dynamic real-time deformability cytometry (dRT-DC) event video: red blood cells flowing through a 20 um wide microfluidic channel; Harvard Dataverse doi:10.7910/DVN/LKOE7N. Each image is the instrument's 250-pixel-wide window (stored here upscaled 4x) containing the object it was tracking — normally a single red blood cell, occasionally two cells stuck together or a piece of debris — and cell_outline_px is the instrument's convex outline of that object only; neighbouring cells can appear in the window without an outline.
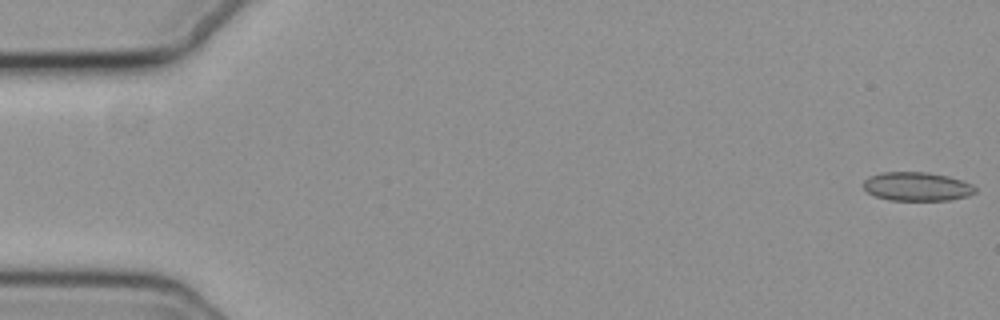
{"species": "common noctule bat (a hibernating species)", "species_latin": "Nyctalus noctula", "temperature_condition": "cold", "stored_images_in_passage": 55, "camera_frame_rate_fps": 3000, "um_per_image_px": 0.085, "animal": {"sex": "female", "body_mass_g": 19.3, "forearm_length_mm": 54.1}, "frame": {"image": 1, "passage_image": 1, "time_ms": 0.0, "image_size_px": [1000, 320], "cell_outline_px": [[976, 192], [968, 196], [948, 200], [888, 200], [876, 196], [868, 192], [860, 184], [868, 176], [880, 172], [928, 172], [948, 176], [964, 180], [972, 184], [976, 188]], "centroid_in_image_um": [77.93, 15.84], "position_along_channel_um": 7.1, "area_um2": 19.02}}
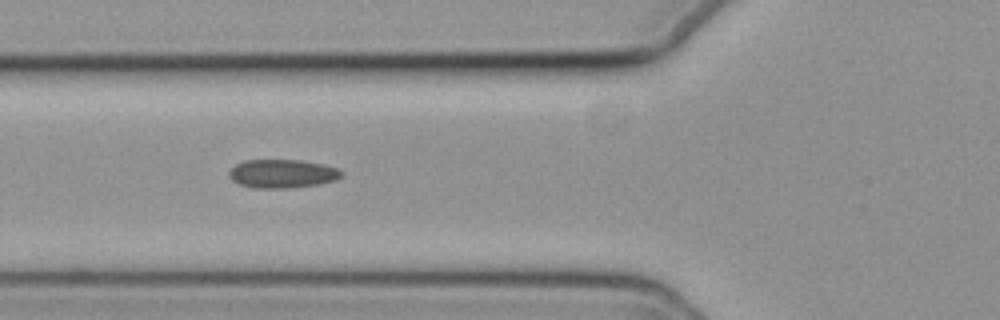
{"frame": {"image": 2, "passage_image": 21, "time_ms": 6.667, "image_size_px": [1000, 320], "cell_outline_px": [[344, 176], [336, 180], [320, 184], [284, 188], [252, 188], [240, 184], [232, 180], [228, 176], [228, 172], [236, 164], [244, 160], [300, 160], [324, 164], [336, 168], [344, 172]], "centroid_in_image_um": [24.01, 14.76], "position_along_channel_um": 101.8, "area_um2": 18.84}}
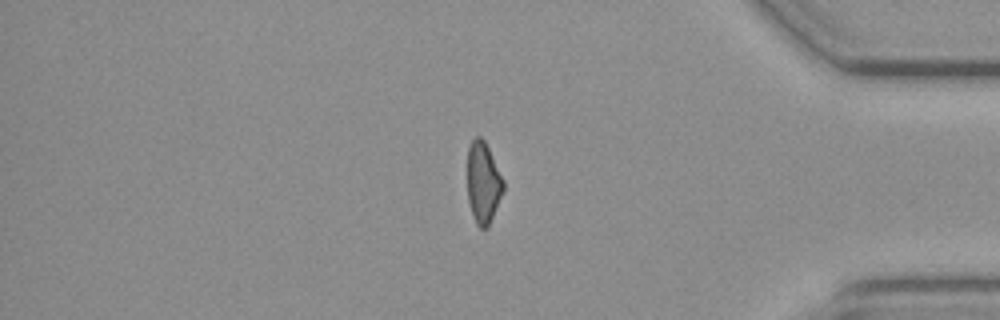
{"frame": {"image": 3, "passage_image": 47, "time_ms": 15.333, "image_size_px": [1000, 320], "cell_outline_px": [[504, 188], [488, 228], [480, 228], [476, 224], [468, 200], [468, 148], [472, 140], [476, 136], [480, 136], [484, 140], [504, 180]], "centroid_in_image_um": [41.07, 15.53], "position_along_channel_um": 394.1, "area_um2": 16.82}, "authors_computed_cell_mechanics": {"area_um2": 18.6694, "velocity_mm_per_s": 3.7234, "shape_relaxation_time_tau1_ms": null, "shape_relaxation_time_tau2_ms": 1.5151, "deformation_change_tau1": null, "deformation_change_tau2": 0.0839}}